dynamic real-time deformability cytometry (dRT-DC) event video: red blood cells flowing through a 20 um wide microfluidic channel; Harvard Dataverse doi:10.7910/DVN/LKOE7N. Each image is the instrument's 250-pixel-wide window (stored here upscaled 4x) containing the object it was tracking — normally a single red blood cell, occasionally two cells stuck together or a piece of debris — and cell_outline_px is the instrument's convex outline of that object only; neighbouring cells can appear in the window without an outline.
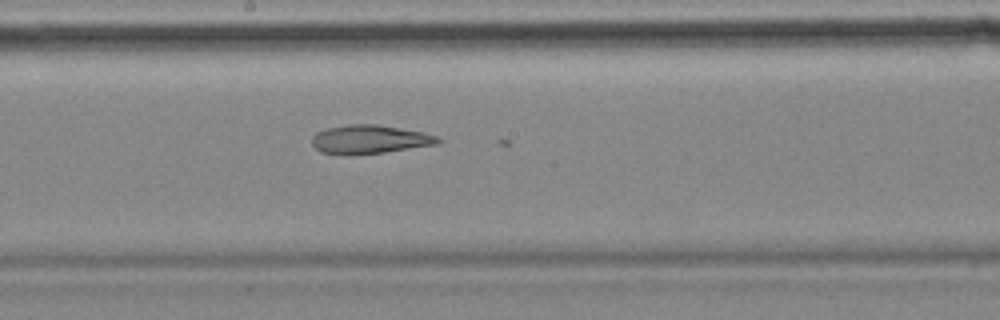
{"species": "common noctule bat (a hibernating species)", "species_latin": "Nyctalus noctula", "temperature_condition": "cold", "stored_images_in_passage": 40, "camera_frame_rate_fps": 3000, "um_per_image_px": 0.085, "animal": {"sex": "female", "body_mass_g": 18.4}, "frame": {"image": 1, "passage_image": 29, "time_ms": 9.333, "image_size_px": [1000, 320], "cell_outline_px": [[444, 140], [440, 144], [384, 152], [352, 156], [348, 156], [320, 152], [312, 144], [312, 136], [316, 132], [324, 128], [348, 124], [376, 124], [424, 132], [440, 136]], "centroid_in_image_um": [31.44, 11.85], "position_along_channel_um": 216.8, "area_um2": 21.62}}